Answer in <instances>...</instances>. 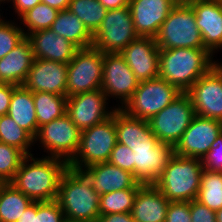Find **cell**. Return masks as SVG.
Listing matches in <instances>:
<instances>
[{"label":"cell","mask_w":222,"mask_h":222,"mask_svg":"<svg viewBox=\"0 0 222 222\" xmlns=\"http://www.w3.org/2000/svg\"><path fill=\"white\" fill-rule=\"evenodd\" d=\"M104 53L96 48L79 49L67 64L66 97L101 89Z\"/></svg>","instance_id":"ba28073f"},{"label":"cell","mask_w":222,"mask_h":222,"mask_svg":"<svg viewBox=\"0 0 222 222\" xmlns=\"http://www.w3.org/2000/svg\"><path fill=\"white\" fill-rule=\"evenodd\" d=\"M166 222H191L190 202H170L167 210Z\"/></svg>","instance_id":"ab89813d"},{"label":"cell","mask_w":222,"mask_h":222,"mask_svg":"<svg viewBox=\"0 0 222 222\" xmlns=\"http://www.w3.org/2000/svg\"><path fill=\"white\" fill-rule=\"evenodd\" d=\"M107 10L128 6L129 0H98Z\"/></svg>","instance_id":"f6af8a7d"},{"label":"cell","mask_w":222,"mask_h":222,"mask_svg":"<svg viewBox=\"0 0 222 222\" xmlns=\"http://www.w3.org/2000/svg\"><path fill=\"white\" fill-rule=\"evenodd\" d=\"M14 85L0 83V116L8 113Z\"/></svg>","instance_id":"b9f144b4"},{"label":"cell","mask_w":222,"mask_h":222,"mask_svg":"<svg viewBox=\"0 0 222 222\" xmlns=\"http://www.w3.org/2000/svg\"><path fill=\"white\" fill-rule=\"evenodd\" d=\"M133 150L134 177L142 185H154L174 153V146L159 143L157 146L129 147Z\"/></svg>","instance_id":"2e32d148"},{"label":"cell","mask_w":222,"mask_h":222,"mask_svg":"<svg viewBox=\"0 0 222 222\" xmlns=\"http://www.w3.org/2000/svg\"><path fill=\"white\" fill-rule=\"evenodd\" d=\"M138 189H122L100 195V215L131 213Z\"/></svg>","instance_id":"d6a6232c"},{"label":"cell","mask_w":222,"mask_h":222,"mask_svg":"<svg viewBox=\"0 0 222 222\" xmlns=\"http://www.w3.org/2000/svg\"><path fill=\"white\" fill-rule=\"evenodd\" d=\"M68 10L94 34L106 16L107 9L98 0H70Z\"/></svg>","instance_id":"4dcf8cb0"},{"label":"cell","mask_w":222,"mask_h":222,"mask_svg":"<svg viewBox=\"0 0 222 222\" xmlns=\"http://www.w3.org/2000/svg\"><path fill=\"white\" fill-rule=\"evenodd\" d=\"M41 2L62 11L68 9L70 0H41Z\"/></svg>","instance_id":"bcb514c9"},{"label":"cell","mask_w":222,"mask_h":222,"mask_svg":"<svg viewBox=\"0 0 222 222\" xmlns=\"http://www.w3.org/2000/svg\"><path fill=\"white\" fill-rule=\"evenodd\" d=\"M88 177L92 188L100 195L116 190L140 188L142 184L135 180L132 173L109 162H101L81 169Z\"/></svg>","instance_id":"44dd1931"},{"label":"cell","mask_w":222,"mask_h":222,"mask_svg":"<svg viewBox=\"0 0 222 222\" xmlns=\"http://www.w3.org/2000/svg\"><path fill=\"white\" fill-rule=\"evenodd\" d=\"M216 222H222V208L215 212Z\"/></svg>","instance_id":"c3c4849f"},{"label":"cell","mask_w":222,"mask_h":222,"mask_svg":"<svg viewBox=\"0 0 222 222\" xmlns=\"http://www.w3.org/2000/svg\"><path fill=\"white\" fill-rule=\"evenodd\" d=\"M195 12L204 48L212 55L222 47V0H187ZM217 50V51H216Z\"/></svg>","instance_id":"d6986e66"},{"label":"cell","mask_w":222,"mask_h":222,"mask_svg":"<svg viewBox=\"0 0 222 222\" xmlns=\"http://www.w3.org/2000/svg\"><path fill=\"white\" fill-rule=\"evenodd\" d=\"M32 202L11 183H0V222H16Z\"/></svg>","instance_id":"83f0119b"},{"label":"cell","mask_w":222,"mask_h":222,"mask_svg":"<svg viewBox=\"0 0 222 222\" xmlns=\"http://www.w3.org/2000/svg\"><path fill=\"white\" fill-rule=\"evenodd\" d=\"M178 2L179 0H129L128 6L137 35L155 38Z\"/></svg>","instance_id":"ac0fdd59"},{"label":"cell","mask_w":222,"mask_h":222,"mask_svg":"<svg viewBox=\"0 0 222 222\" xmlns=\"http://www.w3.org/2000/svg\"><path fill=\"white\" fill-rule=\"evenodd\" d=\"M195 115L190 96L182 93L148 122L159 142L175 146Z\"/></svg>","instance_id":"30bf717a"},{"label":"cell","mask_w":222,"mask_h":222,"mask_svg":"<svg viewBox=\"0 0 222 222\" xmlns=\"http://www.w3.org/2000/svg\"><path fill=\"white\" fill-rule=\"evenodd\" d=\"M196 200L215 212L222 208V172L203 169Z\"/></svg>","instance_id":"f546056e"},{"label":"cell","mask_w":222,"mask_h":222,"mask_svg":"<svg viewBox=\"0 0 222 222\" xmlns=\"http://www.w3.org/2000/svg\"><path fill=\"white\" fill-rule=\"evenodd\" d=\"M159 54L155 38L141 36L120 52L139 82L159 77Z\"/></svg>","instance_id":"e0dca14e"},{"label":"cell","mask_w":222,"mask_h":222,"mask_svg":"<svg viewBox=\"0 0 222 222\" xmlns=\"http://www.w3.org/2000/svg\"><path fill=\"white\" fill-rule=\"evenodd\" d=\"M16 222H32V203L26 208Z\"/></svg>","instance_id":"7dc6e473"},{"label":"cell","mask_w":222,"mask_h":222,"mask_svg":"<svg viewBox=\"0 0 222 222\" xmlns=\"http://www.w3.org/2000/svg\"><path fill=\"white\" fill-rule=\"evenodd\" d=\"M67 71V64L34 59L23 85L32 93L47 92L66 96Z\"/></svg>","instance_id":"ffe728a7"},{"label":"cell","mask_w":222,"mask_h":222,"mask_svg":"<svg viewBox=\"0 0 222 222\" xmlns=\"http://www.w3.org/2000/svg\"><path fill=\"white\" fill-rule=\"evenodd\" d=\"M115 126L117 142L127 147L157 146L160 143L147 120L131 117L120 108L115 109Z\"/></svg>","instance_id":"cb8c5ba5"},{"label":"cell","mask_w":222,"mask_h":222,"mask_svg":"<svg viewBox=\"0 0 222 222\" xmlns=\"http://www.w3.org/2000/svg\"><path fill=\"white\" fill-rule=\"evenodd\" d=\"M186 93L196 115L222 122V69L217 64Z\"/></svg>","instance_id":"7c38bea8"},{"label":"cell","mask_w":222,"mask_h":222,"mask_svg":"<svg viewBox=\"0 0 222 222\" xmlns=\"http://www.w3.org/2000/svg\"><path fill=\"white\" fill-rule=\"evenodd\" d=\"M108 162L134 175L133 150L126 145L117 142Z\"/></svg>","instance_id":"74e56055"},{"label":"cell","mask_w":222,"mask_h":222,"mask_svg":"<svg viewBox=\"0 0 222 222\" xmlns=\"http://www.w3.org/2000/svg\"><path fill=\"white\" fill-rule=\"evenodd\" d=\"M159 77L186 93L217 62L205 48L159 50Z\"/></svg>","instance_id":"7a4b0ae2"},{"label":"cell","mask_w":222,"mask_h":222,"mask_svg":"<svg viewBox=\"0 0 222 222\" xmlns=\"http://www.w3.org/2000/svg\"><path fill=\"white\" fill-rule=\"evenodd\" d=\"M117 143L115 111L101 123L81 131L78 150L68 166L81 170L90 165L108 162Z\"/></svg>","instance_id":"8992f818"},{"label":"cell","mask_w":222,"mask_h":222,"mask_svg":"<svg viewBox=\"0 0 222 222\" xmlns=\"http://www.w3.org/2000/svg\"><path fill=\"white\" fill-rule=\"evenodd\" d=\"M155 42L159 50L204 48L195 12L186 1H179L162 23Z\"/></svg>","instance_id":"5b68a950"},{"label":"cell","mask_w":222,"mask_h":222,"mask_svg":"<svg viewBox=\"0 0 222 222\" xmlns=\"http://www.w3.org/2000/svg\"><path fill=\"white\" fill-rule=\"evenodd\" d=\"M191 222H216L215 211L196 199L190 201Z\"/></svg>","instance_id":"60d3db41"},{"label":"cell","mask_w":222,"mask_h":222,"mask_svg":"<svg viewBox=\"0 0 222 222\" xmlns=\"http://www.w3.org/2000/svg\"><path fill=\"white\" fill-rule=\"evenodd\" d=\"M68 167V163L59 158L26 155L9 183L33 202L54 201L61 177Z\"/></svg>","instance_id":"6da1fadb"},{"label":"cell","mask_w":222,"mask_h":222,"mask_svg":"<svg viewBox=\"0 0 222 222\" xmlns=\"http://www.w3.org/2000/svg\"><path fill=\"white\" fill-rule=\"evenodd\" d=\"M58 12L57 9L42 2L28 10L20 17V19H22L20 20L21 24H23L28 31L24 32L25 36L27 37L30 33L38 30L50 29Z\"/></svg>","instance_id":"836d02e7"},{"label":"cell","mask_w":222,"mask_h":222,"mask_svg":"<svg viewBox=\"0 0 222 222\" xmlns=\"http://www.w3.org/2000/svg\"><path fill=\"white\" fill-rule=\"evenodd\" d=\"M107 100L109 99L101 89L72 95L66 98V114L83 131L112 116L116 108L111 107L109 111V107H106Z\"/></svg>","instance_id":"4fadbf2b"},{"label":"cell","mask_w":222,"mask_h":222,"mask_svg":"<svg viewBox=\"0 0 222 222\" xmlns=\"http://www.w3.org/2000/svg\"><path fill=\"white\" fill-rule=\"evenodd\" d=\"M137 37L130 7L110 9L93 34L92 46L103 53H120Z\"/></svg>","instance_id":"9c48e42d"},{"label":"cell","mask_w":222,"mask_h":222,"mask_svg":"<svg viewBox=\"0 0 222 222\" xmlns=\"http://www.w3.org/2000/svg\"><path fill=\"white\" fill-rule=\"evenodd\" d=\"M22 129L33 138L38 132L35 104L32 92L24 85L15 86L7 113Z\"/></svg>","instance_id":"484cf974"},{"label":"cell","mask_w":222,"mask_h":222,"mask_svg":"<svg viewBox=\"0 0 222 222\" xmlns=\"http://www.w3.org/2000/svg\"><path fill=\"white\" fill-rule=\"evenodd\" d=\"M217 62V65L222 69V64Z\"/></svg>","instance_id":"681fc988"},{"label":"cell","mask_w":222,"mask_h":222,"mask_svg":"<svg viewBox=\"0 0 222 222\" xmlns=\"http://www.w3.org/2000/svg\"><path fill=\"white\" fill-rule=\"evenodd\" d=\"M12 21L1 19L0 15V59L13 50L26 36L25 30Z\"/></svg>","instance_id":"d590c367"},{"label":"cell","mask_w":222,"mask_h":222,"mask_svg":"<svg viewBox=\"0 0 222 222\" xmlns=\"http://www.w3.org/2000/svg\"><path fill=\"white\" fill-rule=\"evenodd\" d=\"M32 222H66L58 202H32Z\"/></svg>","instance_id":"8d00e7d4"},{"label":"cell","mask_w":222,"mask_h":222,"mask_svg":"<svg viewBox=\"0 0 222 222\" xmlns=\"http://www.w3.org/2000/svg\"><path fill=\"white\" fill-rule=\"evenodd\" d=\"M29 39L35 59H44L68 64L79 48L51 29L30 33Z\"/></svg>","instance_id":"7402d4cb"},{"label":"cell","mask_w":222,"mask_h":222,"mask_svg":"<svg viewBox=\"0 0 222 222\" xmlns=\"http://www.w3.org/2000/svg\"><path fill=\"white\" fill-rule=\"evenodd\" d=\"M67 222H96L100 194L81 171L68 167L61 177L56 198Z\"/></svg>","instance_id":"3957f363"},{"label":"cell","mask_w":222,"mask_h":222,"mask_svg":"<svg viewBox=\"0 0 222 222\" xmlns=\"http://www.w3.org/2000/svg\"><path fill=\"white\" fill-rule=\"evenodd\" d=\"M5 1L8 3L12 1L14 11L19 17L41 2V0H2V3Z\"/></svg>","instance_id":"7bdbcfd3"},{"label":"cell","mask_w":222,"mask_h":222,"mask_svg":"<svg viewBox=\"0 0 222 222\" xmlns=\"http://www.w3.org/2000/svg\"><path fill=\"white\" fill-rule=\"evenodd\" d=\"M26 155L18 148L0 142V183L10 182Z\"/></svg>","instance_id":"e575fe53"},{"label":"cell","mask_w":222,"mask_h":222,"mask_svg":"<svg viewBox=\"0 0 222 222\" xmlns=\"http://www.w3.org/2000/svg\"><path fill=\"white\" fill-rule=\"evenodd\" d=\"M181 94L176 86L160 77L140 81L134 94L120 109L131 117L148 121Z\"/></svg>","instance_id":"52a82bcc"},{"label":"cell","mask_w":222,"mask_h":222,"mask_svg":"<svg viewBox=\"0 0 222 222\" xmlns=\"http://www.w3.org/2000/svg\"><path fill=\"white\" fill-rule=\"evenodd\" d=\"M38 129L66 114V96L47 92H33Z\"/></svg>","instance_id":"f1b7e54d"},{"label":"cell","mask_w":222,"mask_h":222,"mask_svg":"<svg viewBox=\"0 0 222 222\" xmlns=\"http://www.w3.org/2000/svg\"><path fill=\"white\" fill-rule=\"evenodd\" d=\"M81 138V131L67 114L40 126L34 143L38 140L49 157L59 158L69 163L75 156Z\"/></svg>","instance_id":"8fae6325"},{"label":"cell","mask_w":222,"mask_h":222,"mask_svg":"<svg viewBox=\"0 0 222 222\" xmlns=\"http://www.w3.org/2000/svg\"><path fill=\"white\" fill-rule=\"evenodd\" d=\"M203 165L201 159L174 154L154 184L170 202L197 199Z\"/></svg>","instance_id":"277c9868"},{"label":"cell","mask_w":222,"mask_h":222,"mask_svg":"<svg viewBox=\"0 0 222 222\" xmlns=\"http://www.w3.org/2000/svg\"><path fill=\"white\" fill-rule=\"evenodd\" d=\"M221 132V121L195 115L174 146V153L182 157L202 159Z\"/></svg>","instance_id":"9a60e30c"},{"label":"cell","mask_w":222,"mask_h":222,"mask_svg":"<svg viewBox=\"0 0 222 222\" xmlns=\"http://www.w3.org/2000/svg\"><path fill=\"white\" fill-rule=\"evenodd\" d=\"M34 59L31 43L25 37L13 50L0 59V83L23 85Z\"/></svg>","instance_id":"603a6c76"},{"label":"cell","mask_w":222,"mask_h":222,"mask_svg":"<svg viewBox=\"0 0 222 222\" xmlns=\"http://www.w3.org/2000/svg\"><path fill=\"white\" fill-rule=\"evenodd\" d=\"M203 169L212 172H222V132L211 144L210 150L201 159Z\"/></svg>","instance_id":"f35d334b"},{"label":"cell","mask_w":222,"mask_h":222,"mask_svg":"<svg viewBox=\"0 0 222 222\" xmlns=\"http://www.w3.org/2000/svg\"><path fill=\"white\" fill-rule=\"evenodd\" d=\"M55 34L66 38L79 49L92 47L93 34L70 10L59 11L50 28Z\"/></svg>","instance_id":"4316f807"},{"label":"cell","mask_w":222,"mask_h":222,"mask_svg":"<svg viewBox=\"0 0 222 222\" xmlns=\"http://www.w3.org/2000/svg\"><path fill=\"white\" fill-rule=\"evenodd\" d=\"M139 80L120 53H104L103 79L101 90L106 97H116L121 102V108L138 88Z\"/></svg>","instance_id":"5bb4252c"},{"label":"cell","mask_w":222,"mask_h":222,"mask_svg":"<svg viewBox=\"0 0 222 222\" xmlns=\"http://www.w3.org/2000/svg\"><path fill=\"white\" fill-rule=\"evenodd\" d=\"M0 142L18 148L25 155H32L29 150L35 144L34 138L8 114L0 116Z\"/></svg>","instance_id":"1f68e13d"},{"label":"cell","mask_w":222,"mask_h":222,"mask_svg":"<svg viewBox=\"0 0 222 222\" xmlns=\"http://www.w3.org/2000/svg\"><path fill=\"white\" fill-rule=\"evenodd\" d=\"M96 222H135L131 213H113L100 215Z\"/></svg>","instance_id":"ee69618b"},{"label":"cell","mask_w":222,"mask_h":222,"mask_svg":"<svg viewBox=\"0 0 222 222\" xmlns=\"http://www.w3.org/2000/svg\"><path fill=\"white\" fill-rule=\"evenodd\" d=\"M169 203L155 185H142L137 191L131 215L135 222H166Z\"/></svg>","instance_id":"d4e9b609"}]
</instances>
